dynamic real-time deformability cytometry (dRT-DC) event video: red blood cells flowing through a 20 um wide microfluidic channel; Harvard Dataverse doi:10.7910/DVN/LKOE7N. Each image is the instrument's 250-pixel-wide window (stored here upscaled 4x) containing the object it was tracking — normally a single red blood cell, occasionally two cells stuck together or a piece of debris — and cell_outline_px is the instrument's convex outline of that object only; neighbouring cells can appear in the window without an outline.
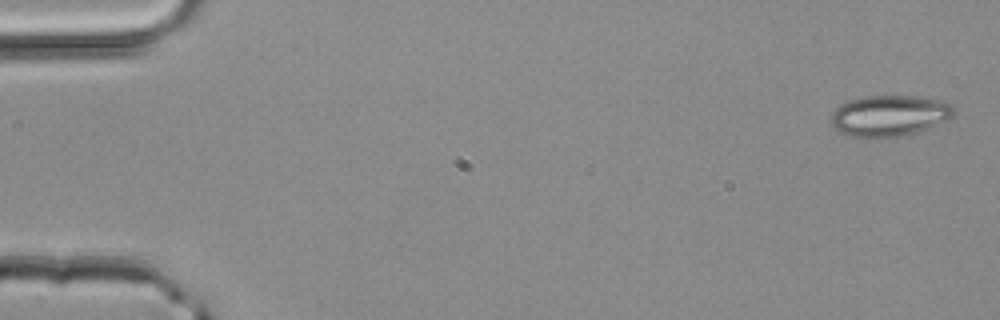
{"species": "common noctule bat (a hibernating species)", "species_latin": "Nyctalus noctula", "temperature_condition": "room temperature", "stored_images_in_passage": 4, "camera_frame_rate_fps": 3000, "um_per_image_px": 0.085, "animal": {"sex": "male", "body_mass_g": 20.4}, "frame": {"image": 1, "passage_image": 1, "time_ms": 0.0, "image_size_px": [1000, 320], "cell_outline_px": [[956, 112], [948, 120], [928, 128], [916, 132], [900, 136], [852, 136], [836, 132], [832, 124], [832, 112], [840, 104], [848, 100], [864, 96], [916, 96], [944, 100], [952, 104]], "centroid_in_image_um": [75.62, 9.81], "position_along_channel_um": 9.4, "area_um2": 29.36}}